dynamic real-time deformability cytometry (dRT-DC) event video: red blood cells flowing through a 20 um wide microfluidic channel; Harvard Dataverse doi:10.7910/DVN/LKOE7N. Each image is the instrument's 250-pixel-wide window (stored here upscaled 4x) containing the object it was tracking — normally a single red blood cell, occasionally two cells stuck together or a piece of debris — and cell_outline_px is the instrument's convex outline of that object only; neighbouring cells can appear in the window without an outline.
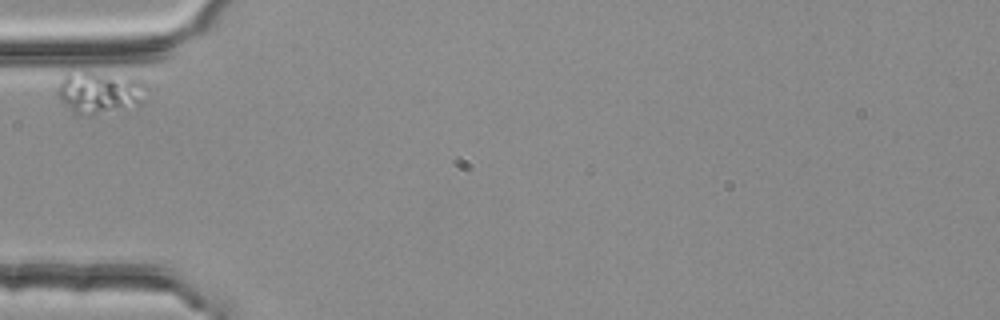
{"species": "common noctule bat (a hibernating species)", "species_latin": "Nyctalus noctula", "temperature_condition": "room temperature", "stored_images_in_passage": 1, "camera_frame_rate_fps": 3000, "um_per_image_px": 0.085, "animal": {"sex": "female", "body_mass_g": 25.1}, "frame": {"image": 1, "passage_image": 1, "time_ms": 0.0, "image_size_px": [1000, 320], "cell_outline_px": [[144, 100], [140, 104], [88, 116], [72, 112], [60, 100], [56, 92], [56, 88], [64, 72], [72, 64], [136, 76], [144, 84]], "centroid_in_image_um": [8.36, 7.68], "position_along_channel_um": 76.6, "area_um2": 23.87}}